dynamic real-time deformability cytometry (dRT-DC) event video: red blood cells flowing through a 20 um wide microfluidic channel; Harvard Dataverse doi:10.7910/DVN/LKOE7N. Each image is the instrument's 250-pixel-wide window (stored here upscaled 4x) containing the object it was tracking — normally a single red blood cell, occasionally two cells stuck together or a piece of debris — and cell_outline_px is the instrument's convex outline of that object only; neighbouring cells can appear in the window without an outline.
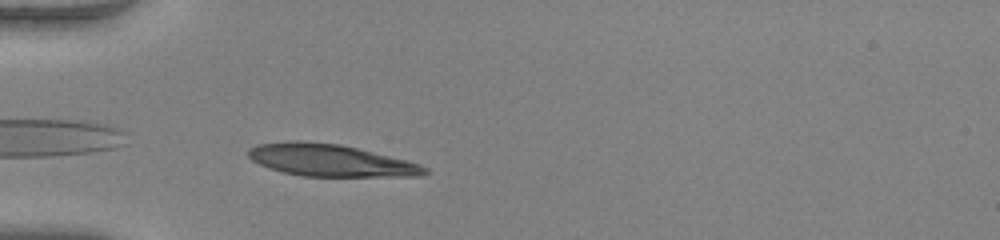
{"species": "human", "species_latin": "Homo sapiens", "temperature_condition": "warm", "stored_images_in_passage": 35, "camera_frame_rate_fps": 3000, "um_per_image_px": 0.085, "donor": {"sex": "female"}, "frame": {"image": 1, "passage_image": 1, "time_ms": 0.0, "image_size_px": [1000, 240], "cell_outline_px": [[432, 172], [424, 176], [300, 176], [268, 168], [252, 160], [248, 156], [248, 148], [256, 144], [288, 140], [296, 140], [340, 144], [420, 164], [428, 168]], "centroid_in_image_um": [28.06, 13.63], "position_along_channel_um": 56.9, "area_um2": 33.0}}
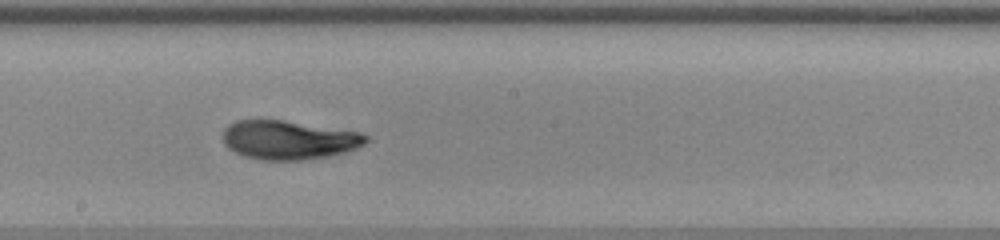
{"frame": {"image": 2, "passage_image": 14, "time_ms": 4.333, "image_size_px": [1000, 240], "cell_outline_px": [[368, 140], [364, 144], [356, 148], [344, 152], [324, 156], [300, 160], [260, 160], [244, 156], [228, 148], [224, 144], [224, 128], [228, 124], [236, 120], [284, 120], [364, 132], [368, 136]], "centroid_in_image_um": [24.55, 11.88], "position_along_channel_um": 223.6, "area_um2": 32.48}}
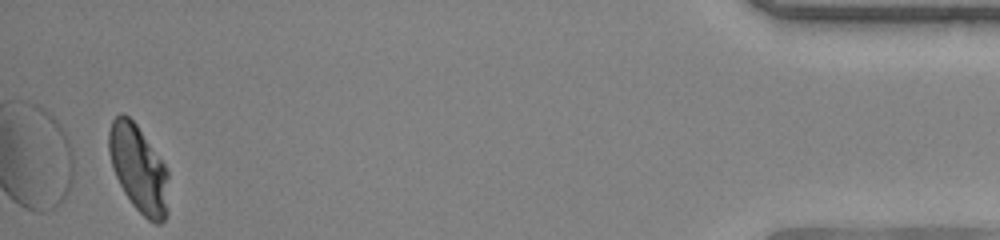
{"frame": {"image": 3, "passage_image": 34, "time_ms": 11.0, "image_size_px": [1000, 240], "cell_outline_px": [[168, 216], [160, 224], [156, 224], [148, 220], [132, 204], [124, 192], [112, 168], [108, 152], [108, 132], [112, 120], [120, 112], [128, 116], [136, 124], [164, 164], [168, 172]], "centroid_in_image_um": [11.78, 14.36], "position_along_channel_um": 423.4, "area_um2": 30.35}, "authors_computed_cell_mechanics": {"area_um2": 31.7322, "velocity_mm_per_s": 4.0933, "shape_relaxation_time_tau1_ms": 4.2171, "shape_relaxation_time_tau2_ms": null, "deformation_change_tau1": 0.2265, "deformation_change_tau2": null}}